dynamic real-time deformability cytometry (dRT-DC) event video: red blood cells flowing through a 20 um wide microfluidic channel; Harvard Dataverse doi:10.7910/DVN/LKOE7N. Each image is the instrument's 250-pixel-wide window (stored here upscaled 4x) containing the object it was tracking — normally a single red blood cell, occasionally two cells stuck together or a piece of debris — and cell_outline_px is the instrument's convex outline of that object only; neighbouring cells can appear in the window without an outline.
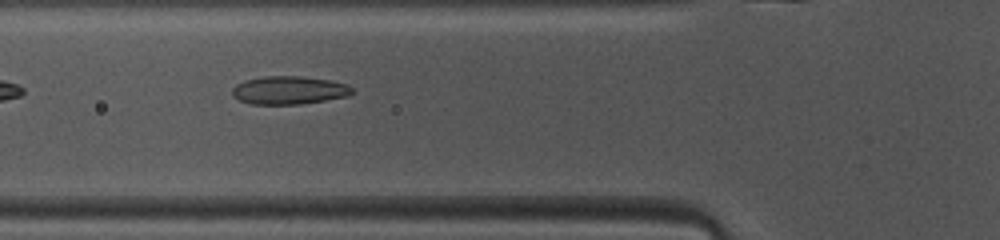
{"species": "common noctule bat (a hibernating species)", "species_latin": "Nyctalus noctula", "temperature_condition": "warm", "stored_images_in_passage": 38, "camera_frame_rate_fps": 3000, "um_per_image_px": 0.085, "animal": {"sex": "female", "body_mass_g": 10.0, "forearm_length_mm": 53.1}, "frame": {"image": 1, "passage_image": 6, "time_ms": 1.667, "image_size_px": [1000, 240], "cell_outline_px": [[352, 92], [348, 96], [300, 104], [252, 104], [240, 100], [232, 96], [232, 88], [236, 84], [244, 80], [264, 76], [300, 76], [328, 80], [348, 84], [352, 88]], "centroid_in_image_um": [24.53, 7.66], "position_along_channel_um": 101.3, "area_um2": 19.59}}
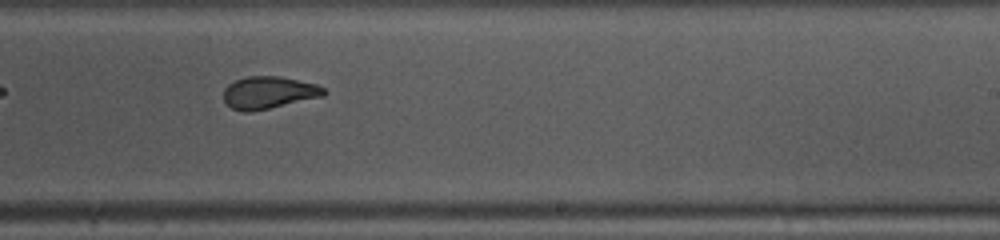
{"frame": {"image": 2, "passage_image": 18, "time_ms": 5.667, "image_size_px": [1000, 240], "cell_outline_px": [[328, 92], [324, 96], [252, 112], [244, 112], [232, 108], [224, 100], [224, 88], [228, 84], [236, 80], [248, 76], [280, 76], [316, 84], [324, 88]], "centroid_in_image_um": [22.85, 7.87], "position_along_channel_um": 266.1, "area_um2": 18.9}}
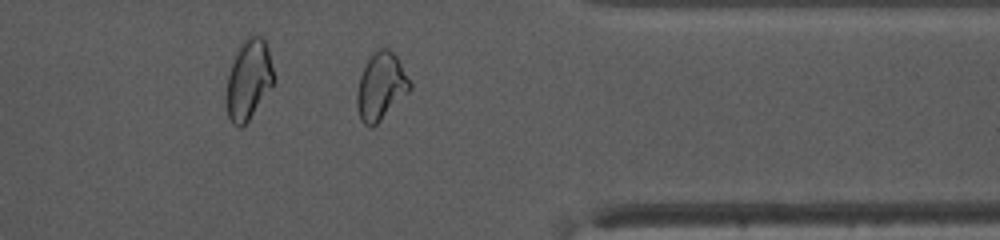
{"frame": {"image": 3, "passage_image": 27, "time_ms": 8.667, "image_size_px": [1000, 240], "cell_outline_px": [[412, 88], [372, 128], [368, 128], [360, 120], [356, 108], [356, 92], [360, 76], [364, 64], [380, 48], [388, 48], [400, 60], [412, 84]], "centroid_in_image_um": [32.36, 7.36], "position_along_channel_um": 379.0, "area_um2": 20.75}, "authors_computed_cell_mechanics": {"area_um2": 19.5653, "velocity_mm_per_s": 4.1076, "shape_relaxation_time_tau1_ms": 6.7737, "shape_relaxation_time_tau2_ms": 1.4057, "deformation_change_tau1": 0.1982, "deformation_change_tau2": 0.0561}}